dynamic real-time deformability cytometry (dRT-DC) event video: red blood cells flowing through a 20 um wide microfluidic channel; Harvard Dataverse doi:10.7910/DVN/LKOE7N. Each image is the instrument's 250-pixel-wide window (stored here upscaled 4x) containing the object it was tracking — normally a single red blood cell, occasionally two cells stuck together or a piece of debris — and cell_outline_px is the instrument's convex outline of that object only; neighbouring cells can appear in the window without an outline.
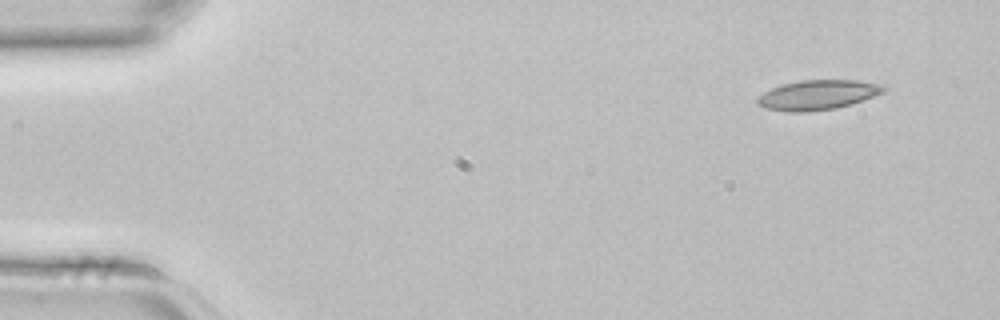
{"species": "common noctule bat (a hibernating species)", "species_latin": "Nyctalus noctula", "temperature_condition": "room temperature", "stored_images_in_passage": 4, "camera_frame_rate_fps": 3000, "um_per_image_px": 0.085, "animal": {"sex": "female", "body_mass_g": 22.7, "forearm_length_mm": 54.2}, "frame": {"image": 1, "passage_image": 1, "time_ms": 0.0, "image_size_px": [1000, 320], "cell_outline_px": [[888, 88], [884, 92], [852, 104], [836, 108], [808, 112], [788, 112], [764, 108], [756, 104], [756, 96], [772, 88], [784, 84], [800, 80], [856, 80], [884, 84]], "centroid_in_image_um": [69.5, 8.07], "position_along_channel_um": 15.5, "area_um2": 22.14}}
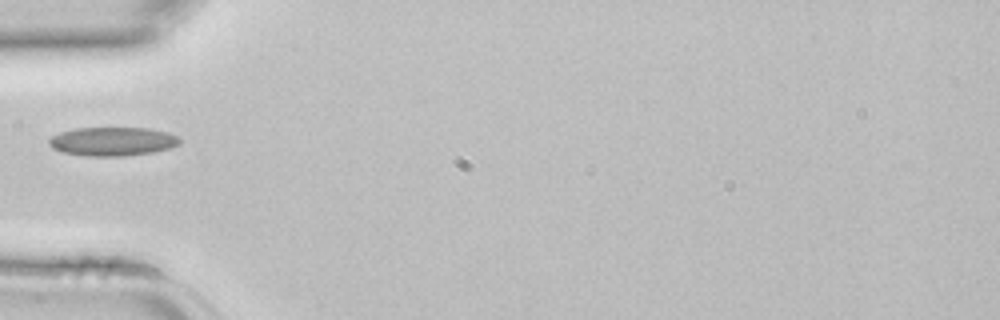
{"frame": {"image": 2, "passage_image": 4, "time_ms": 1.0, "image_size_px": [1000, 320], "cell_outline_px": [[180, 144], [168, 148], [152, 152], [124, 156], [84, 156], [64, 152], [52, 148], [48, 144], [48, 140], [52, 136], [60, 132], [76, 128], [148, 128], [168, 132], [180, 136]], "centroid_in_image_um": [9.57, 12.02], "position_along_channel_um": 75.4, "area_um2": 21.96}}